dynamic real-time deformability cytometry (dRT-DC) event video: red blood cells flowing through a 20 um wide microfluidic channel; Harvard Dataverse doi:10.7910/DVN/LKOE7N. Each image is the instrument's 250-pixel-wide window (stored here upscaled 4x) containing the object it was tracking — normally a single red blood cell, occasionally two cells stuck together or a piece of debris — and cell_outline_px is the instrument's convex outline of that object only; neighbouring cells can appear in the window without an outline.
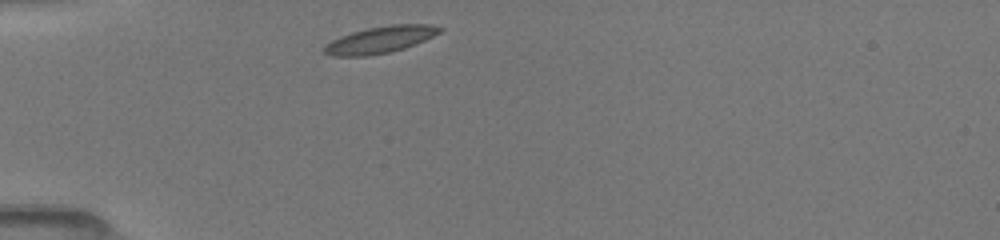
{"species": "common noctule bat (a hibernating species)", "species_latin": "Nyctalus noctula", "temperature_condition": "room temperature", "stored_images_in_passage": 32, "camera_frame_rate_fps": 3000, "um_per_image_px": 0.085, "animal": {"sex": "female", "body_mass_g": 19.5, "forearm_length_mm": 54.1}, "frame": {"image": 1, "passage_image": 1, "time_ms": 0.0, "image_size_px": [1000, 240], "cell_outline_px": [[444, 28], [440, 32], [424, 40], [404, 48], [388, 52], [368, 56], [332, 56], [324, 52], [324, 44], [340, 36], [352, 32], [368, 28], [388, 24], [428, 24]], "centroid_in_image_um": [32.29, 3.37], "position_along_channel_um": 52.7, "area_um2": 17.92}}
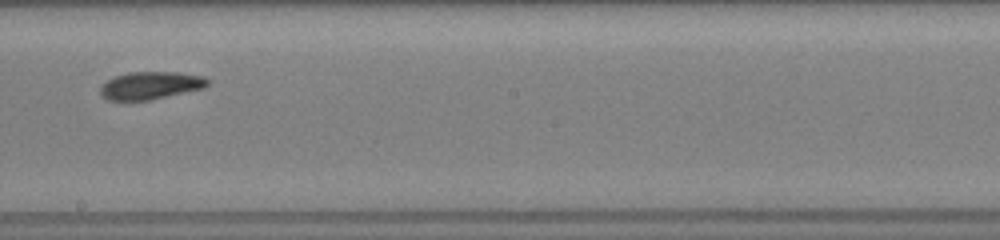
{"frame": {"image": 2, "passage_image": 16, "time_ms": 5.0, "image_size_px": [1000, 240], "cell_outline_px": [[212, 80], [204, 88], [148, 100], [108, 100], [100, 96], [100, 84], [112, 76], [128, 72], [176, 72], [204, 76]], "centroid_in_image_um": [12.76, 7.25], "position_along_channel_um": 235.4, "area_um2": 17.51}}
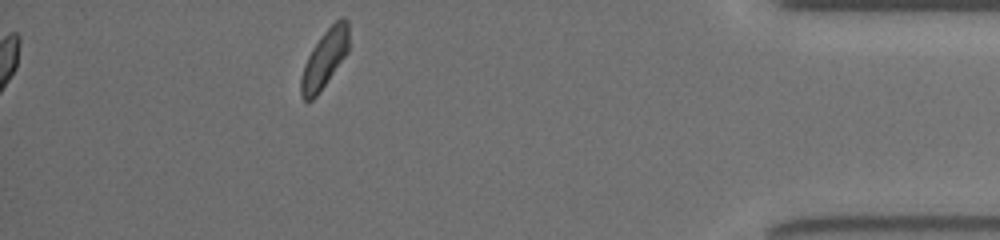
{"frame": {"image": 3, "passage_image": 32, "time_ms": 10.333, "image_size_px": [1000, 240], "cell_outline_px": [[348, 52], [316, 96], [312, 100], [304, 100], [300, 96], [300, 76], [304, 64], [312, 48], [324, 32], [340, 16], [344, 16], [348, 20]], "centroid_in_image_um": [27.57, 4.99], "position_along_channel_um": 407.6, "area_um2": 16.07}, "authors_computed_cell_mechanics": {"area_um2": 17.3978, "velocity_mm_per_s": 4.0005, "shape_relaxation_time_tau1_ms": 2.7636, "shape_relaxation_time_tau2_ms": 1.5008, "deformation_change_tau1": 0.0945, "deformation_change_tau2": 0.0633}}